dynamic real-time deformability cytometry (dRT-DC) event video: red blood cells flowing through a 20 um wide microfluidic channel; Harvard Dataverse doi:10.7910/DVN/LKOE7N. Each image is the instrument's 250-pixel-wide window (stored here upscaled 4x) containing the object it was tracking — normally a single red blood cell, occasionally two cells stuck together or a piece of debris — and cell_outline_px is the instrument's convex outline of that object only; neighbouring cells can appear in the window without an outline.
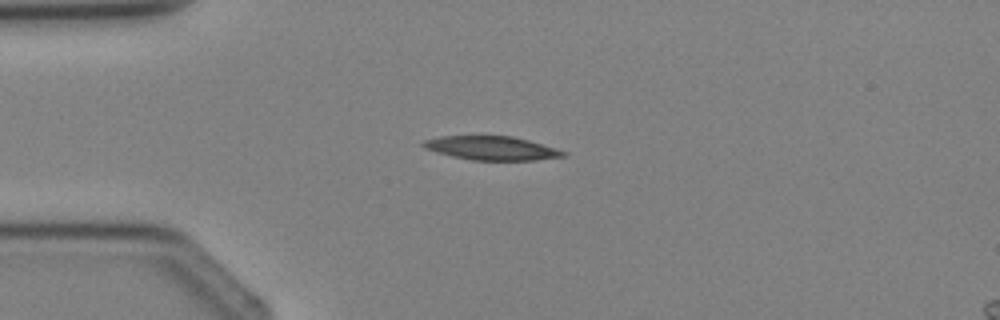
{"species": "Egyptian fruit bat (a non-hibernating species)", "species_latin": "Rousettus aegyptiacus", "temperature_condition": "cold", "stored_images_in_passage": 3, "camera_frame_rate_fps": 3000, "um_per_image_px": 0.085, "animal": {"sex": "female"}, "frame": {"image": 1, "passage_image": 2, "time_ms": 1.333, "image_size_px": [1000, 320], "cell_outline_px": [[568, 156], [536, 160], [472, 160], [452, 156], [436, 152], [424, 148], [420, 144], [424, 140], [440, 136], [512, 136], [528, 140], [556, 148], [568, 152]], "centroid_in_image_um": [41.81, 12.59], "position_along_channel_um": 43.2, "area_um2": 19.48}}
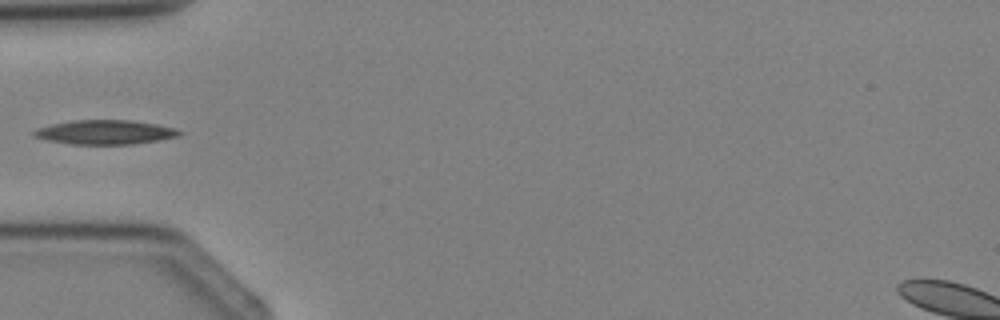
{"frame": {"image": 2, "passage_image": 3, "time_ms": 2.333, "image_size_px": [1000, 320], "cell_outline_px": [[184, 132], [180, 136], [160, 140], [132, 144], [72, 144], [44, 140], [32, 136], [32, 132], [36, 128], [52, 124], [72, 120], [132, 120], [156, 124], [176, 128]], "centroid_in_image_um": [8.93, 11.24], "position_along_channel_um": 76.1, "area_um2": 20.81}}